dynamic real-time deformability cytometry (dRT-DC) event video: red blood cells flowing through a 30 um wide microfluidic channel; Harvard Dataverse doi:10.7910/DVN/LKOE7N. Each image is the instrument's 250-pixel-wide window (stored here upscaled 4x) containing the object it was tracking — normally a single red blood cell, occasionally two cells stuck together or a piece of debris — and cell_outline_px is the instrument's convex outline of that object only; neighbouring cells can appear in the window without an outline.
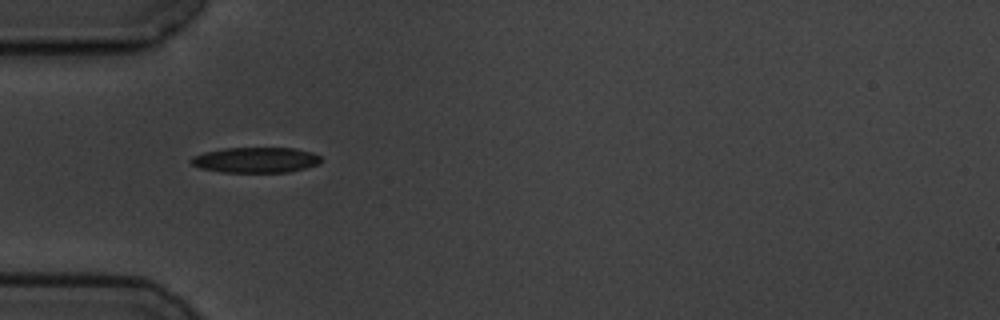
{"species": "common noctule bat (a hibernating species)", "species_latin": "Nyctalus noctula", "temperature_condition": "cold", "stored_images_in_passage": 4, "camera_frame_rate_fps": 3000, "um_per_image_px": 0.085, "animal": {"sex": "male", "body_mass_g": 19.5, "forearm_length_mm": 54.6}, "frame": {"image": 1, "passage_image": 1, "time_ms": 0.0, "image_size_px": [1000, 320], "cell_outline_px": [[324, 160], [320, 164], [288, 172], [220, 172], [200, 168], [192, 164], [188, 160], [192, 156], [204, 152], [224, 148], [296, 148], [312, 152], [320, 156]], "centroid_in_image_um": [21.75, 13.59], "position_along_channel_um": 63.3, "area_um2": 19.48}}
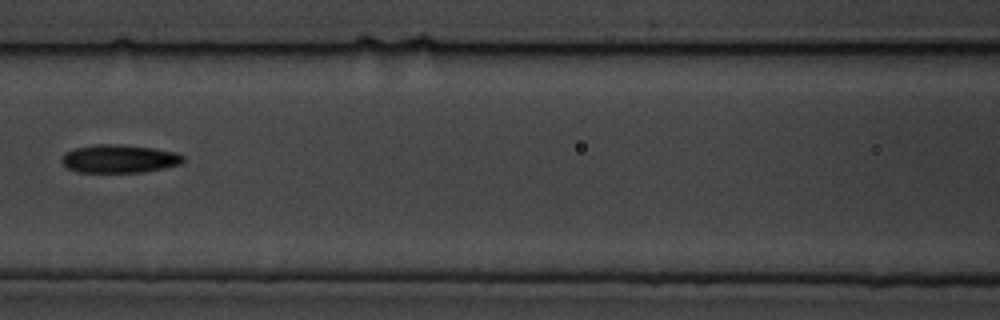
{"frame": {"image": 2, "passage_image": 3, "time_ms": 2.667, "image_size_px": [1000, 320], "cell_outline_px": [[184, 160], [180, 164], [164, 168], [144, 172], [76, 172], [68, 168], [60, 160], [64, 152], [76, 148], [96, 144], [120, 144], [152, 148], [176, 152], [184, 156]], "centroid_in_image_um": [10.12, 13.49], "position_along_channel_um": 156.5, "area_um2": 20.0}}
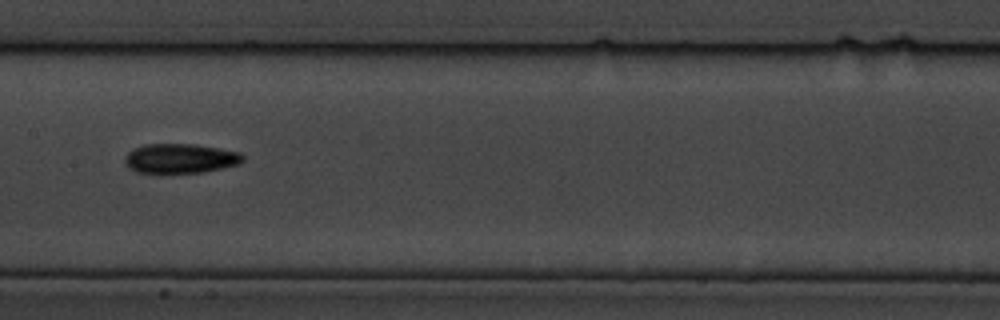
{"frame": {"image": 3, "passage_image": 4, "time_ms": 3.667, "image_size_px": [1000, 320], "cell_outline_px": [[244, 160], [240, 164], [224, 168], [204, 172], [160, 176], [136, 172], [128, 168], [124, 160], [124, 156], [132, 148], [144, 144], [196, 144], [220, 148], [240, 152], [244, 156]], "centroid_in_image_um": [15.28, 13.51], "position_along_channel_um": 192.1, "area_um2": 21.5}}